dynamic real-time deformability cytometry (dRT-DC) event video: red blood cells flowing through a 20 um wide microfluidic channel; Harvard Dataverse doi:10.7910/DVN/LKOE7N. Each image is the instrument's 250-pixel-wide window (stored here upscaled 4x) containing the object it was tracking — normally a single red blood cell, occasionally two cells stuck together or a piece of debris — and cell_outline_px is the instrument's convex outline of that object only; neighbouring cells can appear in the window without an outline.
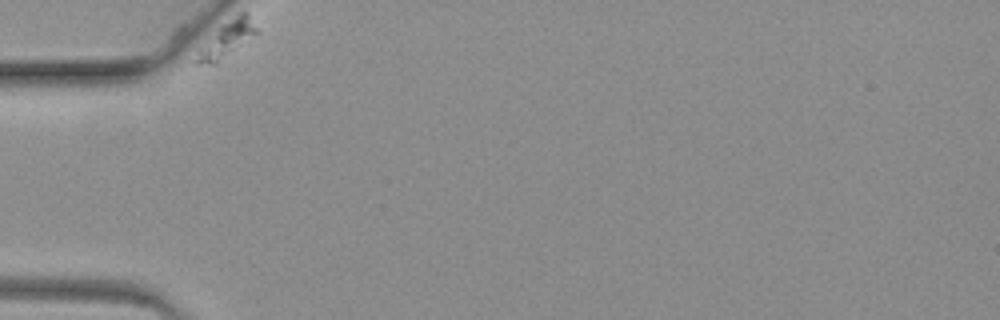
{"species": "common noctule bat (a hibernating species)", "species_latin": "Nyctalus noctula", "temperature_condition": "warm", "stored_images_in_passage": 25, "camera_frame_rate_fps": 3000, "um_per_image_px": 0.085, "animal": {"sex": "female", "body_mass_g": 19.3, "forearm_length_mm": 54.1}, "frame": {"image": 1, "passage_image": 1, "time_ms": 0.0, "image_size_px": [1000, 320], "cell_outline_px": [[260, 32], [216, 64], [196, 64], [192, 60], [196, 48], [220, 24], [240, 12], [248, 12]], "centroid_in_image_um": [19.2, 3.33], "position_along_channel_um": 65.8, "area_um2": 13.29}}
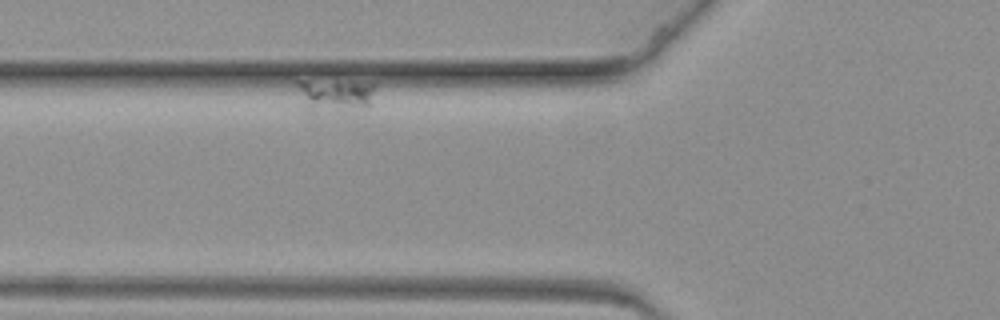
{"frame": {"image": 2, "passage_image": 8, "time_ms": 2.333, "image_size_px": [1000, 320], "cell_outline_px": [[376, 84], [372, 104], [368, 108], [344, 108], [312, 104], [296, 84], [296, 80], [300, 80]], "centroid_in_image_um": [28.75, 7.96], "position_along_channel_um": 97.1, "area_um2": 12.54}}
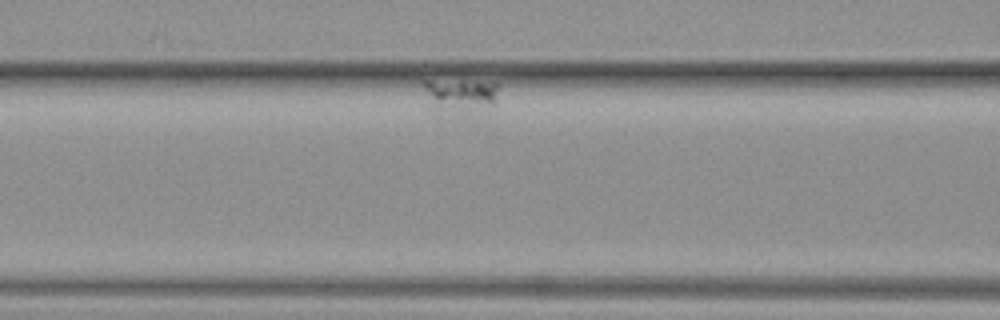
{"frame": {"image": 3, "passage_image": 14, "time_ms": 4.333, "image_size_px": [1000, 320], "cell_outline_px": [[500, 84], [496, 104], [468, 112], [436, 108], [420, 84], [420, 80], [496, 80]], "centroid_in_image_um": [39.25, 7.98], "position_along_channel_um": 127.4, "area_um2": 14.8}}